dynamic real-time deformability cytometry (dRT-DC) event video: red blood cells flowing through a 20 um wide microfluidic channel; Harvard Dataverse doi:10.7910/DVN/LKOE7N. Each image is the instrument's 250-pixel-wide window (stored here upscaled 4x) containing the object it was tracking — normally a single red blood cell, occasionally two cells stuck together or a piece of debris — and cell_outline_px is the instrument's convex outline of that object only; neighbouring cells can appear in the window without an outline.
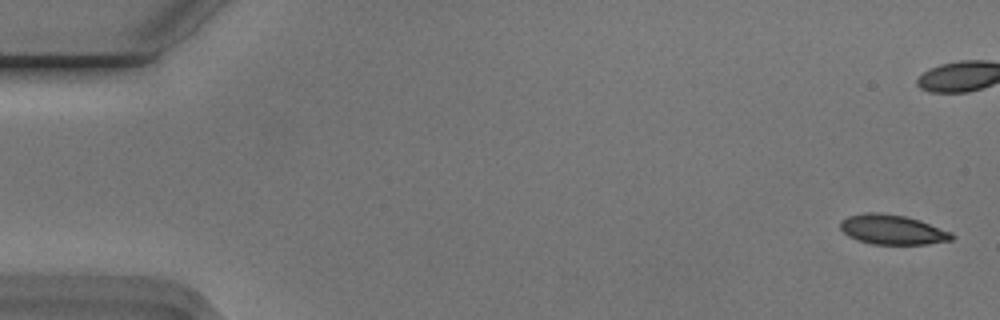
{"species": "Egyptian fruit bat (a non-hibernating species)", "species_latin": "Rousettus aegyptiacus", "temperature_condition": "cold", "stored_images_in_passage": 5, "camera_frame_rate_fps": 3000, "um_per_image_px": 0.085, "animal": {"sex": "male"}, "frame": {"image": 1, "passage_image": 1, "time_ms": 0.0, "image_size_px": [1000, 320], "cell_outline_px": [[956, 236], [952, 240], [928, 244], [872, 244], [848, 236], [840, 228], [840, 220], [848, 216], [864, 212], [876, 212], [904, 216], [920, 220], [952, 232]], "centroid_in_image_um": [75.87, 19.51], "position_along_channel_um": 9.1, "area_um2": 19.36}}